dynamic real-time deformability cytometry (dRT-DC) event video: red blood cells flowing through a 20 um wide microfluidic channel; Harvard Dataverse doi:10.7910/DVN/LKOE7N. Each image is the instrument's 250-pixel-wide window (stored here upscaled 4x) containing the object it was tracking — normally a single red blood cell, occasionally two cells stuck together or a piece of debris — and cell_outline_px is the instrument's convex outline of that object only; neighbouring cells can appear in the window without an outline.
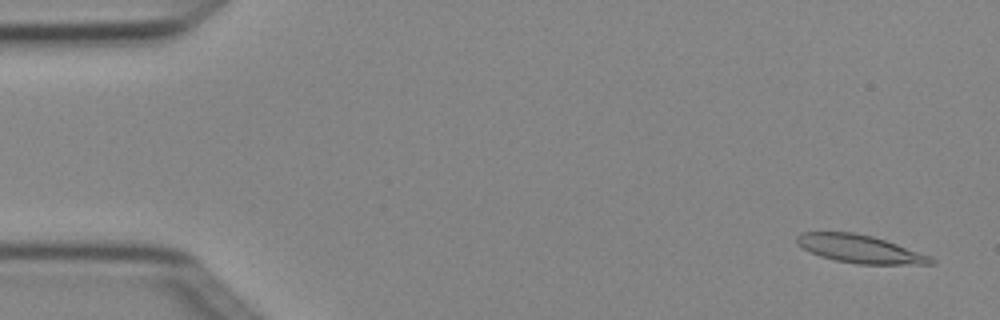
{"species": "Egyptian fruit bat (a non-hibernating species)", "species_latin": "Rousettus aegyptiacus", "temperature_condition": "cold", "stored_images_in_passage": 5, "segment_of_instrument_passage": [1, 2], "camera_frame_rate_fps": 3000, "um_per_image_px": 0.085, "animal": {"sex": "female"}, "frame": {"image": 1, "passage_image": 1, "time_ms": 0.0, "image_size_px": [1000, 320], "cell_outline_px": [[936, 264], [856, 264], [836, 260], [820, 256], [796, 244], [796, 236], [800, 232], [856, 232], [872, 236], [932, 256], [936, 260]], "centroid_in_image_um": [73.1, 21.16], "position_along_channel_um": 11.9, "area_um2": 21.85}}
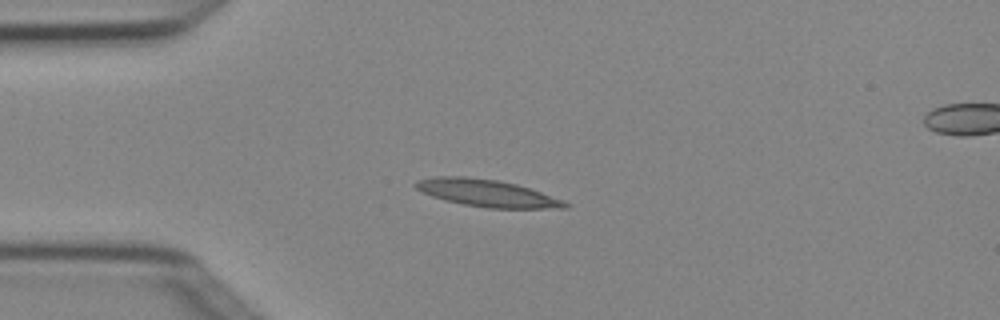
{"frame": {"image": 2, "passage_image": 4, "time_ms": 1.0, "image_size_px": [1000, 320], "cell_outline_px": [[572, 204], [568, 208], [488, 208], [464, 204], [444, 200], [432, 196], [416, 188], [412, 184], [416, 180], [436, 176], [464, 176], [496, 180], [516, 184], [564, 200]], "centroid_in_image_um": [41.39, 16.41], "position_along_channel_um": 43.6, "area_um2": 23.52}}